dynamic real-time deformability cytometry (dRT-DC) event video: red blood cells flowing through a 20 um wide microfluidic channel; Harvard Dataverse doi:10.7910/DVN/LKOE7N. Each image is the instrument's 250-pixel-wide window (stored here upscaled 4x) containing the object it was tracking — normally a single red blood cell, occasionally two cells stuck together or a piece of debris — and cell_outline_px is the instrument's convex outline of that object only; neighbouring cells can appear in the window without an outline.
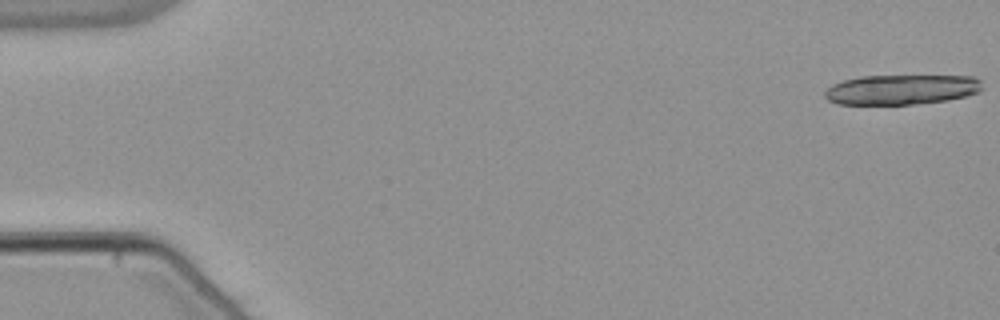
{"species": "common noctule bat (a hibernating species)", "species_latin": "Nyctalus noctula", "temperature_condition": "warm", "stored_images_in_passage": 16, "camera_frame_rate_fps": 3000, "um_per_image_px": 0.085, "animal": {"sex": "male", "body_mass_g": 21.5, "forearm_length_mm": 52.0}, "frame": {"image": 1, "passage_image": 1, "time_ms": 0.0, "image_size_px": [1000, 320], "cell_outline_px": [[984, 88], [980, 92], [948, 100], [912, 104], [836, 104], [828, 100], [824, 96], [824, 92], [832, 84], [844, 80], [860, 76], [972, 76], [980, 80]], "centroid_in_image_um": [76.63, 7.61], "position_along_channel_um": 8.4, "area_um2": 27.51}}